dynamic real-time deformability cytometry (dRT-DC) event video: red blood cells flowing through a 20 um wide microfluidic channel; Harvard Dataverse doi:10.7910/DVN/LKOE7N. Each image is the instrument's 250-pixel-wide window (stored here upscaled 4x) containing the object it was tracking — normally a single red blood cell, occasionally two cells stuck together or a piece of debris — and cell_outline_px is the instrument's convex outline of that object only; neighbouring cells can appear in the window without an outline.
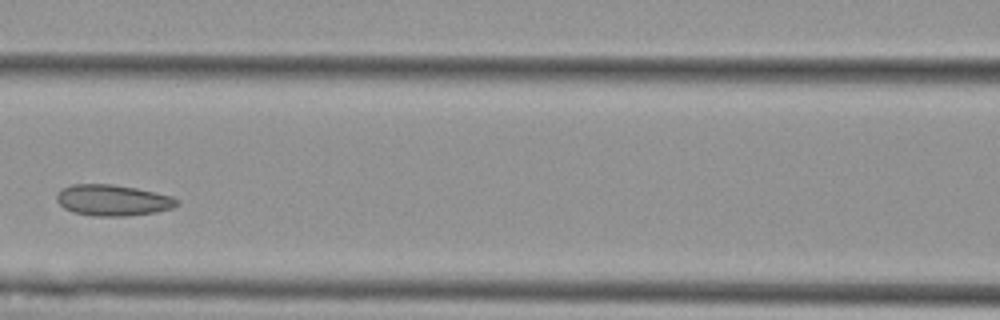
{"species": "Egyptian fruit bat (a non-hibernating species)", "species_latin": "Rousettus aegyptiacus", "temperature_condition": "cold", "stored_images_in_passage": 7, "camera_frame_rate_fps": 3000, "um_per_image_px": 0.085, "animal": {"sex": "female"}, "frame": {"image": 1, "passage_image": 5, "time_ms": 4.667, "image_size_px": [1000, 320], "cell_outline_px": [[180, 204], [172, 208], [156, 212], [128, 216], [92, 216], [72, 212], [64, 208], [56, 200], [56, 196], [60, 188], [72, 184], [112, 184], [136, 188], [172, 196], [180, 200]], "centroid_in_image_um": [9.58, 17.02], "position_along_channel_um": 157.0, "area_um2": 22.02}}
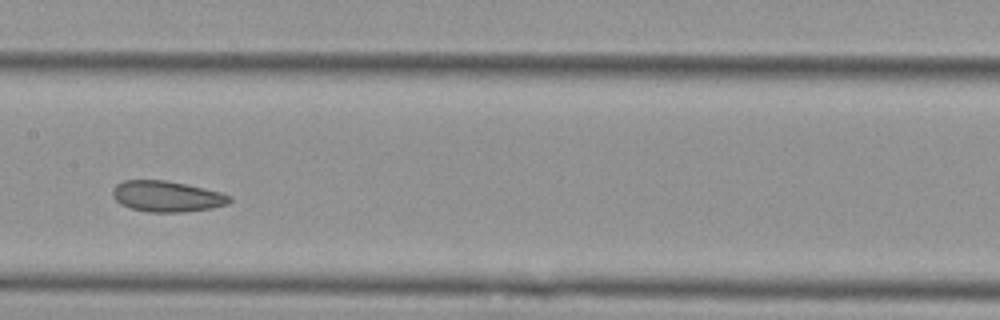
{"frame": {"image": 2, "passage_image": 6, "time_ms": 5.667, "image_size_px": [1000, 320], "cell_outline_px": [[232, 200], [228, 204], [212, 208], [184, 212], [148, 212], [132, 208], [120, 204], [112, 196], [112, 188], [116, 184], [124, 180], [164, 180], [204, 188], [220, 192], [232, 196]], "centroid_in_image_um": [14.18, 16.69], "position_along_channel_um": 193.2, "area_um2": 21.1}}
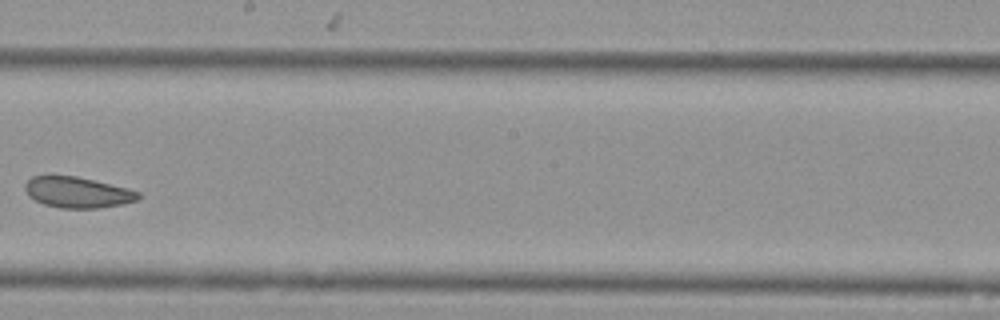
{"frame": {"image": 3, "passage_image": 7, "time_ms": 7.0, "image_size_px": [1000, 320], "cell_outline_px": [[140, 196], [136, 200], [120, 204], [100, 208], [60, 208], [44, 204], [28, 196], [24, 188], [24, 184], [32, 176], [76, 176], [128, 188], [140, 192]], "centroid_in_image_um": [6.57, 16.35], "position_along_channel_um": 241.6, "area_um2": 20.23}}